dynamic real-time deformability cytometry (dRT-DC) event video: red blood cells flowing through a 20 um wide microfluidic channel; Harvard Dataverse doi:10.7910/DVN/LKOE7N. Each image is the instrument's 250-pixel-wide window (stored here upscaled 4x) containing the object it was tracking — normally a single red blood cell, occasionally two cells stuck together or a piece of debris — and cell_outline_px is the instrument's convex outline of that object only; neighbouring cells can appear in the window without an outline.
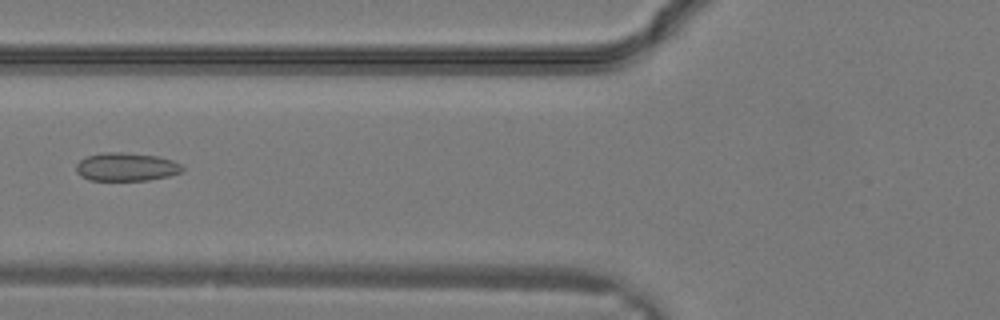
{"species": "common noctule bat (a hibernating species)", "species_latin": "Nyctalus noctula", "temperature_condition": "warm", "stored_images_in_passage": 7, "camera_frame_rate_fps": 3000, "um_per_image_px": 0.085, "animal": {"sex": "male", "body_mass_g": 19.2, "forearm_length_mm": 51.8}, "frame": {"image": 1, "passage_image": 4, "time_ms": 1.0, "image_size_px": [1000, 320], "cell_outline_px": [[184, 172], [168, 176], [148, 180], [88, 180], [80, 176], [76, 172], [76, 164], [80, 160], [88, 156], [104, 152], [124, 152], [156, 156], [172, 160], [180, 164], [184, 168]], "centroid_in_image_um": [10.73, 14.19], "position_along_channel_um": 115.1, "area_um2": 17.57}}
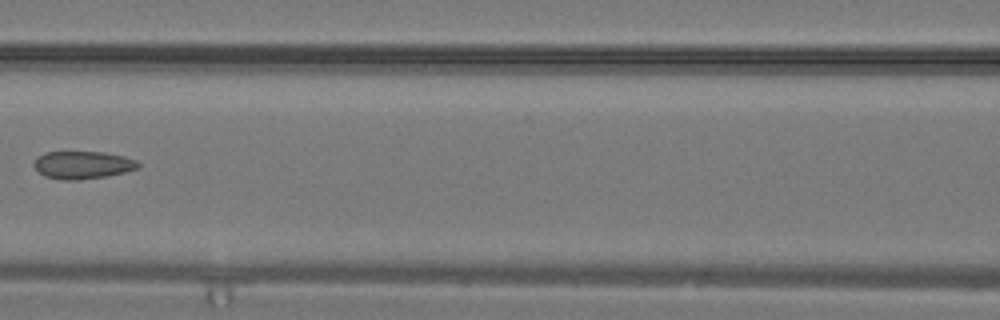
{"frame": {"image": 2, "passage_image": 6, "time_ms": 1.667, "image_size_px": [1000, 320], "cell_outline_px": [[140, 168], [108, 176], [76, 180], [64, 180], [44, 176], [32, 164], [36, 156], [48, 152], [104, 152], [124, 156], [136, 160], [140, 164]], "centroid_in_image_um": [7.03, 14.02], "position_along_channel_um": 159.6, "area_um2": 16.88}}